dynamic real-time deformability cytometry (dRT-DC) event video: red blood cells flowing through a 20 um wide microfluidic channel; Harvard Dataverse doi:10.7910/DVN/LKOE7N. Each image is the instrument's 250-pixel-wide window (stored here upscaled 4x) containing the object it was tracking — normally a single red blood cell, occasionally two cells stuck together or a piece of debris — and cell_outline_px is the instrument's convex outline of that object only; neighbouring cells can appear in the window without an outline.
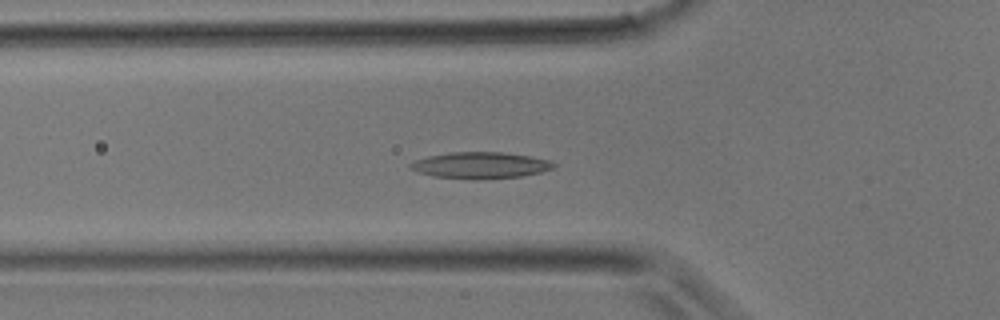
{"species": "common noctule bat (a hibernating species)", "species_latin": "Nyctalus noctula", "temperature_condition": "room temperature", "stored_images_in_passage": 14, "camera_frame_rate_fps": 3000, "um_per_image_px": 0.085, "animal": {"sex": "male", "body_mass_g": 17.9}, "frame": {"image": 1, "passage_image": 12, "time_ms": 3.667, "image_size_px": [1000, 320], "cell_outline_px": [[556, 164], [552, 168], [540, 172], [524, 176], [484, 180], [472, 180], [432, 176], [408, 168], [408, 164], [416, 160], [428, 156], [448, 152], [504, 152], [552, 160]], "centroid_in_image_um": [40.83, 14.06], "position_along_channel_um": 85.0, "area_um2": 22.37}}
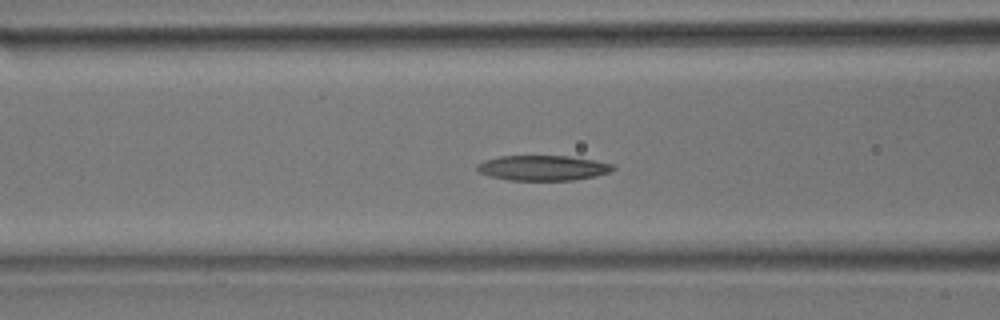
{"frame": {"image": 2, "passage_image": 14, "time_ms": 4.333, "image_size_px": [1000, 320], "cell_outline_px": [[616, 168], [608, 172], [596, 176], [572, 180], [508, 180], [488, 176], [480, 172], [476, 168], [476, 164], [484, 160], [496, 156], [568, 156], [616, 164]], "centroid_in_image_um": [46.12, 14.27], "position_along_channel_um": 120.5, "area_um2": 20.0}}